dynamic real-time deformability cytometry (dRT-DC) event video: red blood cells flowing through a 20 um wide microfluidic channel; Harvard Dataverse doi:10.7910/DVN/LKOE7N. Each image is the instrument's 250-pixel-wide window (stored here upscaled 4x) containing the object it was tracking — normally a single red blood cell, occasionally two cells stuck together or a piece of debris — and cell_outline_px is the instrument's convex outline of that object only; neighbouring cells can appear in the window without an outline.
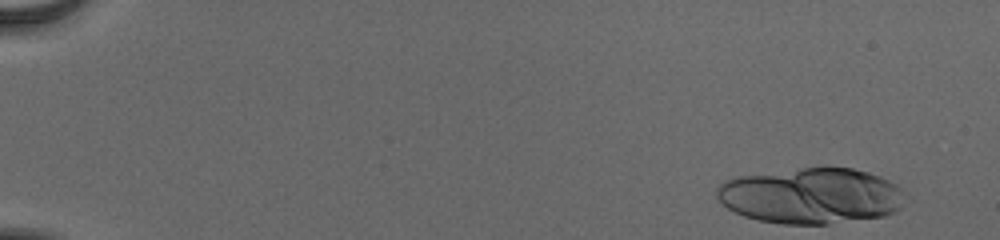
{"species": "human", "species_latin": "Homo sapiens", "temperature_condition": "cold", "stored_images_in_passage": 16, "camera_frame_rate_fps": 3000, "um_per_image_px": 0.085, "donor": {"sex": "male"}, "frame": {"image": 1, "passage_image": 1, "time_ms": 0.0, "image_size_px": [1000, 240], "cell_outline_px": [[900, 208], [884, 216], [828, 224], [780, 224], [760, 220], [744, 216], [728, 208], [716, 196], [716, 188], [724, 180], [732, 176], [804, 168], [852, 168], [868, 172], [880, 176], [896, 184], [900, 188]], "centroid_in_image_um": [68.87, 16.64], "position_along_channel_um": 16.1, "area_um2": 60.92}}